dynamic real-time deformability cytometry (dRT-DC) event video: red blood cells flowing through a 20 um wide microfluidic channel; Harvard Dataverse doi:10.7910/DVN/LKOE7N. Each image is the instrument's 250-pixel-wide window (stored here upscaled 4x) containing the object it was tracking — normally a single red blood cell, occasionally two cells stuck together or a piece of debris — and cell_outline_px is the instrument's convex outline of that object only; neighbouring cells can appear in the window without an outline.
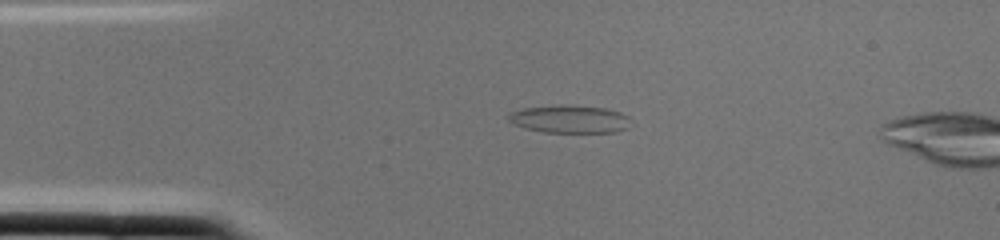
{"species": "common noctule bat (a hibernating species)", "species_latin": "Nyctalus noctula", "temperature_condition": "cold", "stored_images_in_passage": 3, "camera_frame_rate_fps": 3000, "um_per_image_px": 0.085, "animal": {"sex": "female", "body_mass_g": 22.0, "forearm_length_mm": 56.7}, "frame": {"image": 1, "passage_image": 2, "time_ms": 0.333, "image_size_px": [1000, 240], "cell_outline_px": [[628, 128], [616, 132], [544, 132], [524, 128], [512, 124], [508, 120], [508, 116], [512, 112], [524, 108], [564, 104], [604, 108], [620, 112], [628, 116]], "centroid_in_image_um": [48.4, 10.12], "position_along_channel_um": 36.6, "area_um2": 19.77}}